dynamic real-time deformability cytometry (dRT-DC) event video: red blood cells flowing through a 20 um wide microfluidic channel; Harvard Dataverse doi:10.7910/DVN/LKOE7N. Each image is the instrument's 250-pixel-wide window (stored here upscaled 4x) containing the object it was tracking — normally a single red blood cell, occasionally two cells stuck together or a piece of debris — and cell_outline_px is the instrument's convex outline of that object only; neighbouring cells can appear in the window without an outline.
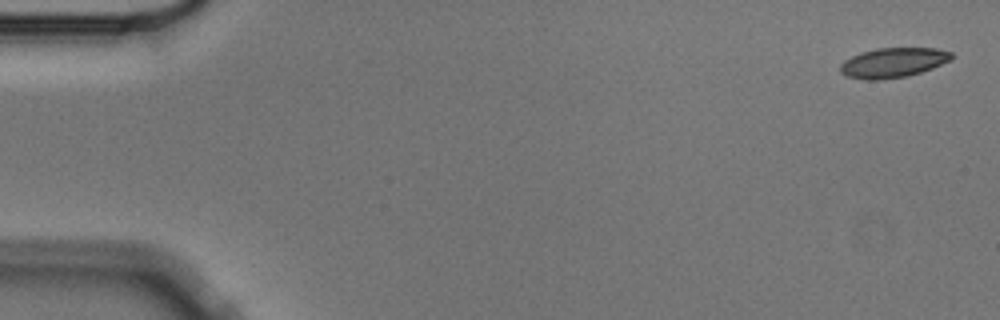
{"species": "Egyptian fruit bat (a non-hibernating species)", "species_latin": "Rousettus aegyptiacus", "temperature_condition": "cold", "stored_images_in_passage": 2, "camera_frame_rate_fps": 3000, "um_per_image_px": 0.085, "animal": {"sex": "male"}, "frame": {"image": 1, "passage_image": 1, "time_ms": 0.0, "image_size_px": [1000, 320], "cell_outline_px": [[952, 60], [932, 68], [908, 76], [876, 80], [868, 80], [848, 76], [840, 72], [840, 64], [844, 60], [860, 52], [876, 48], [936, 48], [952, 52]], "centroid_in_image_um": [75.92, 5.31], "position_along_channel_um": 9.1, "area_um2": 19.31}}
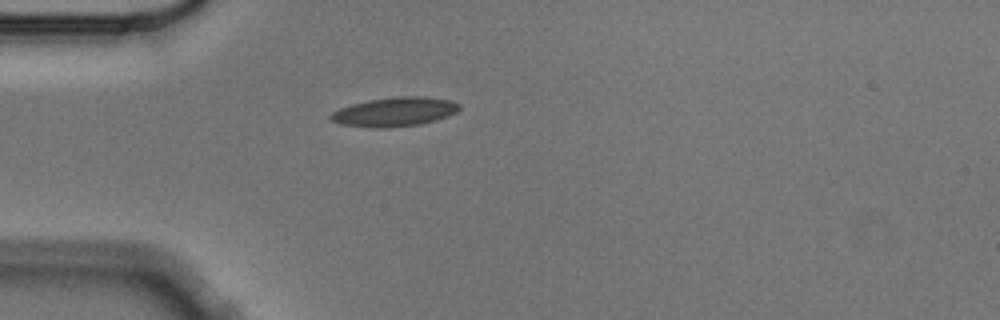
{"frame": {"image": 2, "passage_image": 2, "time_ms": 0.333, "image_size_px": [1000, 320], "cell_outline_px": [[460, 108], [456, 112], [448, 116], [436, 120], [420, 124], [384, 128], [376, 128], [340, 124], [328, 120], [328, 116], [332, 112], [340, 108], [352, 104], [368, 100], [396, 96], [424, 96], [452, 100], [460, 104]], "centroid_in_image_um": [33.53, 9.5], "position_along_channel_um": 51.5, "area_um2": 22.02}}